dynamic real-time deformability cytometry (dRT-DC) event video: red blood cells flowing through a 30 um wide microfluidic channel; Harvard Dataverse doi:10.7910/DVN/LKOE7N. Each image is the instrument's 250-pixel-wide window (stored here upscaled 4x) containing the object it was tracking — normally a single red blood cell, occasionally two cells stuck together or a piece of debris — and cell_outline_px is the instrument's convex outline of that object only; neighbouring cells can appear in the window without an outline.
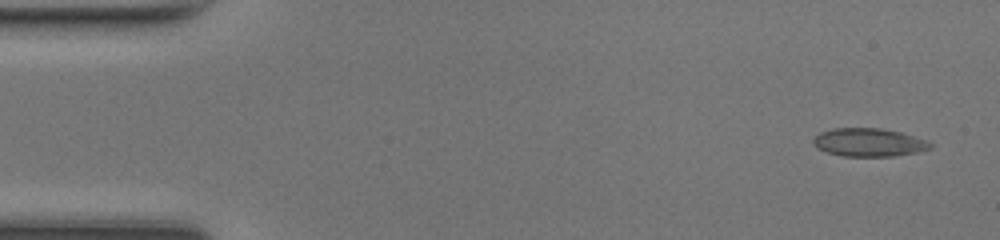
{"species": "common noctule bat (a hibernating species)", "species_latin": "Nyctalus noctula", "temperature_condition": "room temperature", "stored_images_in_passage": 46, "camera_frame_rate_fps": 3000, "um_per_image_px": 0.085, "animal": {"sex": "female", "body_mass_g": 17.0, "forearm_length_mm": 48.0}, "frame": {"image": 1, "passage_image": 1, "time_ms": 0.0, "image_size_px": [1000, 240], "cell_outline_px": [[932, 148], [916, 152], [896, 156], [844, 156], [828, 152], [816, 148], [812, 140], [820, 132], [832, 128], [880, 128], [900, 132], [928, 140], [932, 144]], "centroid_in_image_um": [73.86, 12.1], "position_along_channel_um": 11.1, "area_um2": 19.25}}
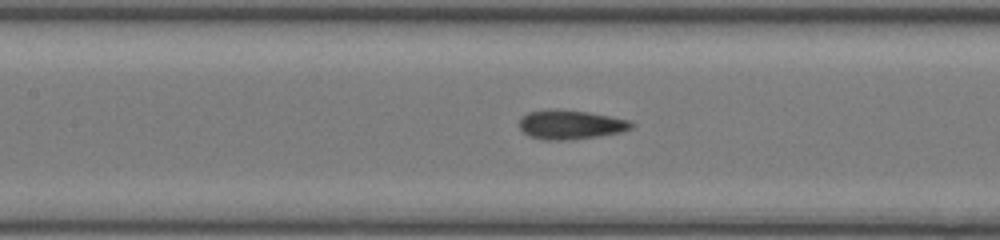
{"frame": {"image": 2, "passage_image": 20, "time_ms": 6.333, "image_size_px": [1000, 240], "cell_outline_px": [[636, 124], [632, 128], [620, 132], [600, 136], [572, 140], [540, 140], [528, 136], [520, 128], [520, 116], [528, 112], [588, 112], [632, 120]], "centroid_in_image_um": [48.56, 10.65], "position_along_channel_um": 158.8, "area_um2": 18.61}}
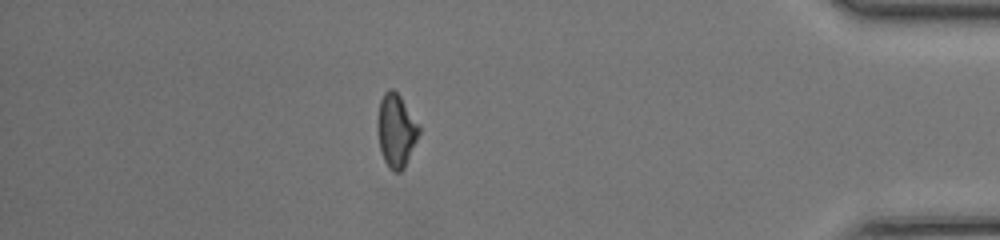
{"frame": {"image": 3, "passage_image": 40, "time_ms": 13.0, "image_size_px": [1000, 240], "cell_outline_px": [[420, 132], [404, 168], [400, 172], [392, 172], [388, 168], [380, 152], [376, 128], [376, 120], [380, 100], [384, 92], [388, 88], [392, 88], [400, 96], [420, 124]], "centroid_in_image_um": [33.65, 11.09], "position_along_channel_um": 401.6, "area_um2": 18.09}, "authors_computed_cell_mechanics": {"area_um2": 18.6694, "velocity_mm_per_s": 4.3351, "shape_relaxation_time_tau1_ms": null, "shape_relaxation_time_tau2_ms": 1.3949, "deformation_change_tau1": null, "deformation_change_tau2": 0.0787}}